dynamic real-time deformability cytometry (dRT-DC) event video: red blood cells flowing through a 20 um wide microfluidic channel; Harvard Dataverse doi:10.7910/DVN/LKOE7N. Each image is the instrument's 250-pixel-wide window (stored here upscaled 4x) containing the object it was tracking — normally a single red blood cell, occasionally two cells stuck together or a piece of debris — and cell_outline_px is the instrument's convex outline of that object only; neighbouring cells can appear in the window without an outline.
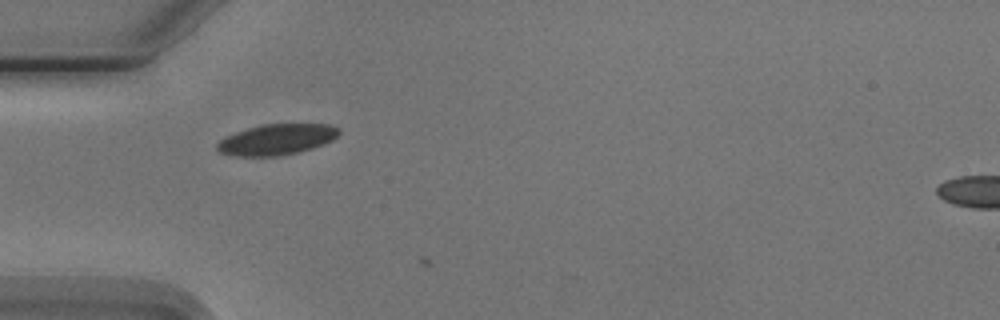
{"species": "Egyptian fruit bat (a non-hibernating species)", "species_latin": "Rousettus aegyptiacus", "temperature_condition": "cold", "stored_images_in_passage": 2, "camera_frame_rate_fps": 3000, "um_per_image_px": 0.085, "animal": {"sex": "male"}, "frame": {"image": 1, "passage_image": 1, "time_ms": 0.0, "image_size_px": [1000, 320], "cell_outline_px": [[340, 132], [332, 140], [324, 144], [300, 152], [276, 156], [236, 156], [220, 152], [216, 148], [216, 144], [224, 136], [248, 128], [264, 124], [328, 124], [340, 128]], "centroid_in_image_um": [23.52, 11.86], "position_along_channel_um": 61.5, "area_um2": 21.85}}